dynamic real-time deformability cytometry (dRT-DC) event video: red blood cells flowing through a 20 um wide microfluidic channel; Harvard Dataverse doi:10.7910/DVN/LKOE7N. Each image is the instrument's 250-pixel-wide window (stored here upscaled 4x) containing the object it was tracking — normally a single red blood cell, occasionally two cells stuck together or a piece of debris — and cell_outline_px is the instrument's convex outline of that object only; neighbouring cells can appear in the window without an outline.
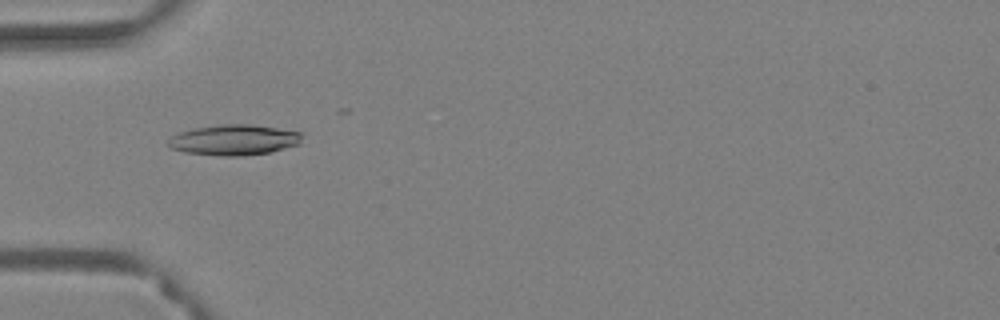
{"species": "Egyptian fruit bat (a non-hibernating species)", "species_latin": "Rousettus aegyptiacus", "temperature_condition": "warm", "stored_images_in_passage": 14, "camera_frame_rate_fps": 3000, "um_per_image_px": 0.085, "animal": {"sex": "female"}, "frame": {"image": 1, "passage_image": 3, "time_ms": 0.667, "image_size_px": [1000, 320], "cell_outline_px": [[300, 144], [272, 152], [240, 156], [220, 156], [184, 152], [172, 148], [168, 144], [168, 140], [172, 136], [180, 132], [196, 128], [220, 124], [252, 124], [300, 132]], "centroid_in_image_um": [19.89, 11.9], "position_along_channel_um": 65.1, "area_um2": 23.7}}
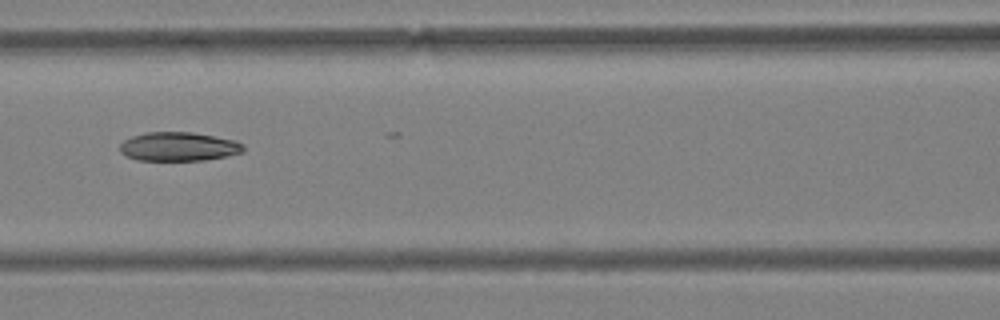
{"frame": {"image": 2, "passage_image": 10, "time_ms": 3.0, "image_size_px": [1000, 320], "cell_outline_px": [[244, 152], [204, 160], [136, 160], [120, 152], [120, 144], [124, 140], [132, 136], [148, 132], [192, 132], [236, 140], [244, 144]], "centroid_in_image_um": [15.19, 12.45], "position_along_channel_um": 151.4, "area_um2": 20.75}}
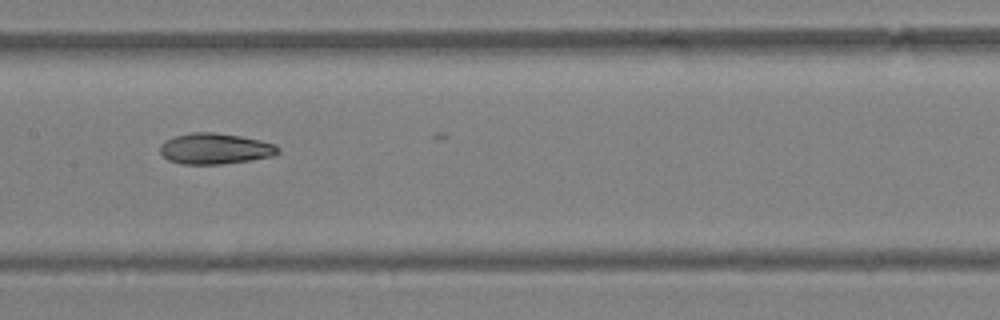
{"frame": {"image": 3, "passage_image": 13, "time_ms": 4.0, "image_size_px": [1000, 320], "cell_outline_px": [[280, 152], [272, 156], [252, 160], [220, 164], [180, 164], [168, 160], [160, 152], [160, 144], [176, 136], [192, 132], [212, 132], [240, 136], [260, 140], [276, 144], [280, 148]], "centroid_in_image_um": [18.31, 12.64], "position_along_channel_um": 189.1, "area_um2": 21.21}}